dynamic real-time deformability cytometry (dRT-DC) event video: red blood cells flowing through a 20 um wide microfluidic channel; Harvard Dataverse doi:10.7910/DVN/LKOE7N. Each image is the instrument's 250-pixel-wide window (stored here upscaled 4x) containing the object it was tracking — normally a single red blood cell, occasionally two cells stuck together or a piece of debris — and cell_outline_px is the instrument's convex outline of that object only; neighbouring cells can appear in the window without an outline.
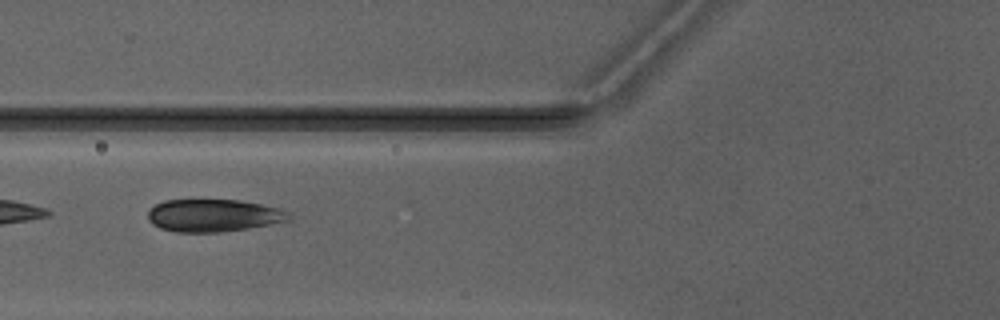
{"species": "Egyptian fruit bat (a non-hibernating species)", "species_latin": "Rousettus aegyptiacus", "temperature_condition": "warm", "stored_images_in_passage": 3, "camera_frame_rate_fps": 3000, "um_per_image_px": 0.085, "animal": {"sex": "male"}, "frame": {"image": 1, "passage_image": 3, "time_ms": 2.333, "image_size_px": [1000, 320], "cell_outline_px": [[288, 216], [284, 220], [268, 224], [248, 228], [220, 232], [176, 232], [160, 228], [152, 224], [148, 220], [148, 208], [164, 200], [240, 200], [280, 208], [288, 212]], "centroid_in_image_um": [18.05, 18.31], "position_along_channel_um": 107.8, "area_um2": 26.47}}